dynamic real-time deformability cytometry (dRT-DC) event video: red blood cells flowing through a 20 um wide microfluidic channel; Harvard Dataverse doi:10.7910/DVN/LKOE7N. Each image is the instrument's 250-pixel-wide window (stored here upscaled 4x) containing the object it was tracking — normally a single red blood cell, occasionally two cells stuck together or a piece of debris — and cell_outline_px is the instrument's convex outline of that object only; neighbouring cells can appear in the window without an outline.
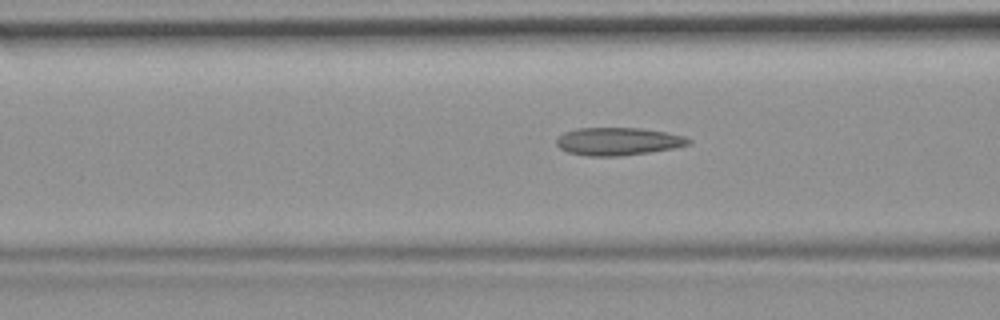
{"species": "common noctule bat (a hibernating species)", "species_latin": "Nyctalus noctula", "temperature_condition": "room temperature", "stored_images_in_passage": 54, "camera_frame_rate_fps": 3000, "um_per_image_px": 0.085, "animal": {"sex": "female", "body_mass_g": 19.9}, "frame": {"image": 1, "passage_image": 21, "time_ms": 6.667, "image_size_px": [1000, 320], "cell_outline_px": [[692, 140], [688, 144], [672, 148], [648, 152], [620, 156], [588, 156], [568, 152], [560, 148], [556, 144], [556, 140], [564, 132], [576, 128], [640, 128], [664, 132], [684, 136]], "centroid_in_image_um": [52.5, 12.01], "position_along_channel_um": 114.1, "area_um2": 21.15}}
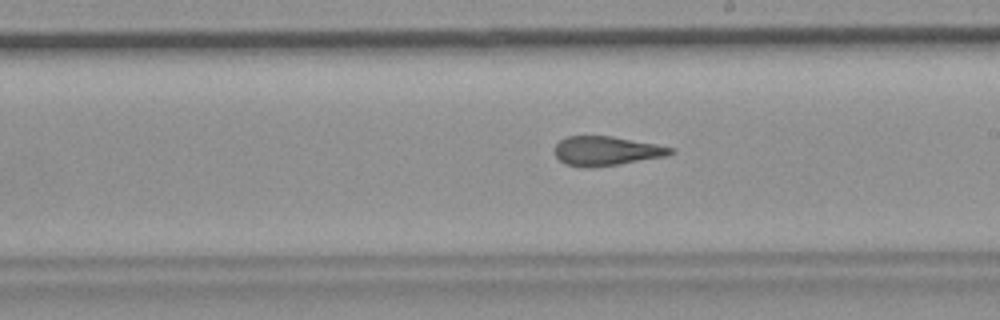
{"frame": {"image": 2, "passage_image": 31, "time_ms": 10.0, "image_size_px": [1000, 320], "cell_outline_px": [[676, 152], [668, 156], [620, 164], [584, 168], [564, 164], [556, 156], [556, 144], [560, 140], [568, 136], [612, 136], [656, 144], [676, 148]], "centroid_in_image_um": [51.59, 12.83], "position_along_channel_um": 237.4, "area_um2": 19.88}}
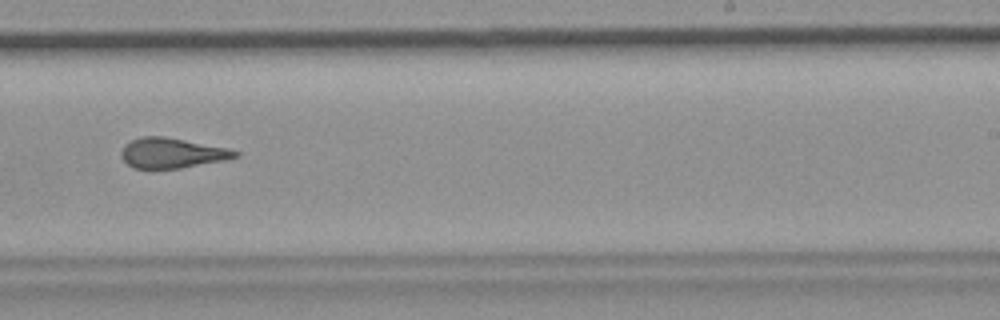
{"frame": {"image": 3, "passage_image": 34, "time_ms": 11.0, "image_size_px": [1000, 320], "cell_outline_px": [[240, 156], [224, 160], [180, 168], [132, 168], [120, 156], [120, 152], [124, 144], [140, 136], [164, 136], [228, 148], [240, 152]], "centroid_in_image_um": [14.6, 13.0], "position_along_channel_um": 274.4, "area_um2": 20.0}, "authors_computed_cell_mechanics": {"area_um2": 21.0392, "velocity_mm_per_s": 3.7099, "shape_relaxation_time_tau1_ms": null, "shape_relaxation_time_tau2_ms": 1.7563, "deformation_change_tau1": null, "deformation_change_tau2": 0.1115}}